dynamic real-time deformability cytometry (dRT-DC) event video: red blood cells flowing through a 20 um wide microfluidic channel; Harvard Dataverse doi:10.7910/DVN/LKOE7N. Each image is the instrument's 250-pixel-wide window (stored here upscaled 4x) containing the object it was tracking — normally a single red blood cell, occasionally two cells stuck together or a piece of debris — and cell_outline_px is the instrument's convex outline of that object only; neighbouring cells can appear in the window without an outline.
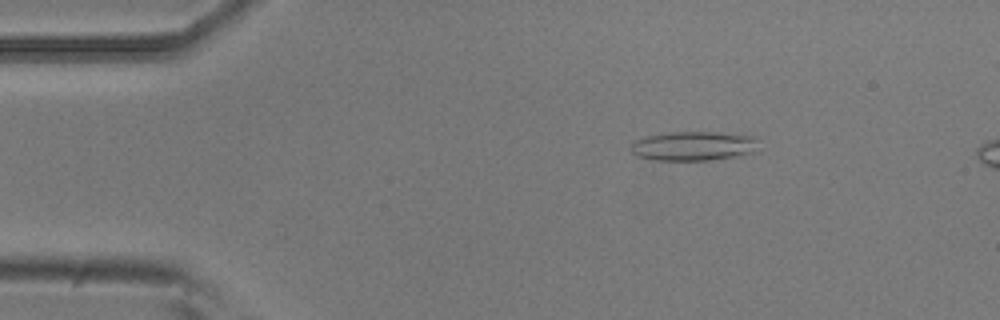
{"species": "common noctule bat (a hibernating species)", "species_latin": "Nyctalus noctula", "temperature_condition": "room temperature", "stored_images_in_passage": 13, "camera_frame_rate_fps": 3000, "um_per_image_px": 0.085, "animal": {"sex": "male", "body_mass_g": 20.5, "forearm_length_mm": 52.5}, "frame": {"image": 1, "passage_image": 8, "time_ms": 2.333, "image_size_px": [1000, 320], "cell_outline_px": [[756, 152], [740, 156], [712, 160], [652, 160], [636, 156], [632, 152], [632, 144], [636, 140], [648, 136], [668, 132], [716, 132], [752, 136], [756, 140]], "centroid_in_image_um": [58.96, 12.42], "position_along_channel_um": 26.0, "area_um2": 21.79}}